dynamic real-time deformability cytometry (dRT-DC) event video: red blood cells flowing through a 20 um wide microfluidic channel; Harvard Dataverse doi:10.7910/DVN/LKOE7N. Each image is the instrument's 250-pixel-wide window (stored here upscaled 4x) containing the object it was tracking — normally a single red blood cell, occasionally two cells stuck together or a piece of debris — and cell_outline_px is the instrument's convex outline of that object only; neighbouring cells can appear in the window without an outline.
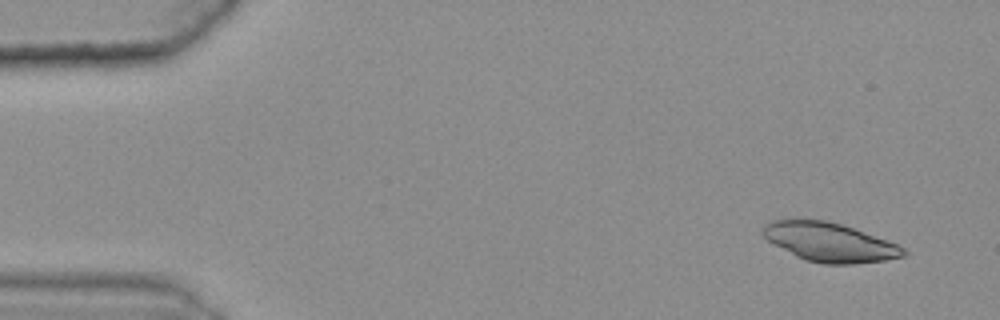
{"species": "common noctule bat (a hibernating species)", "species_latin": "Nyctalus noctula", "temperature_condition": "warm", "stored_images_in_passage": 44, "camera_frame_rate_fps": 3000, "um_per_image_px": 0.085, "animal": {"sex": "female", "body_mass_g": 25.1}, "frame": {"image": 1, "passage_image": 1, "time_ms": 0.0, "image_size_px": [1000, 320], "cell_outline_px": [[908, 252], [904, 256], [884, 260], [852, 264], [824, 264], [804, 260], [796, 256], [768, 240], [760, 232], [760, 228], [764, 224], [772, 220], [792, 216], [828, 220], [888, 240], [904, 248]], "centroid_in_image_um": [70.43, 20.54], "position_along_channel_um": 14.6, "area_um2": 32.48}}